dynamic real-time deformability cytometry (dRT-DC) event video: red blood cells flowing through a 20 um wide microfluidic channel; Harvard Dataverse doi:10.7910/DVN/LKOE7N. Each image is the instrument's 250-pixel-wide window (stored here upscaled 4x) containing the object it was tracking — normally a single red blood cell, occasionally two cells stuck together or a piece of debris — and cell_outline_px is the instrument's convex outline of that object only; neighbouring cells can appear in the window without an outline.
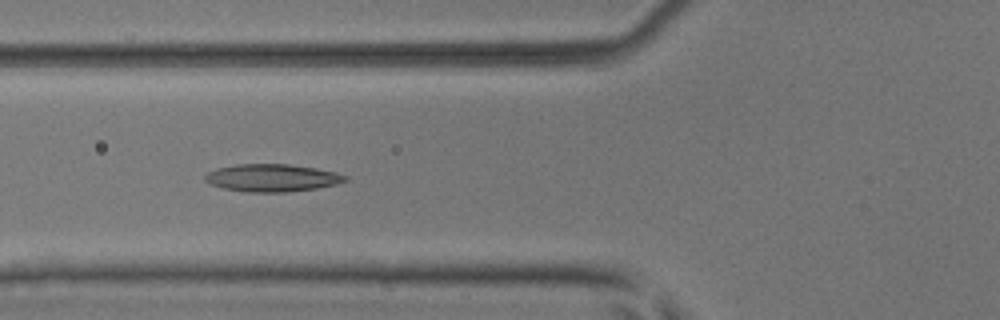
{"species": "common noctule bat (a hibernating species)", "species_latin": "Nyctalus noctula", "temperature_condition": "room temperature", "stored_images_in_passage": 6, "camera_frame_rate_fps": 3000, "um_per_image_px": 0.085, "animal": {"sex": "male", "body_mass_g": 17.9, "forearm_length_mm": 54.2}, "frame": {"image": 1, "passage_image": 4, "time_ms": 1.0, "image_size_px": [1000, 320], "cell_outline_px": [[348, 180], [336, 184], [316, 188], [288, 192], [244, 192], [224, 188], [212, 184], [204, 180], [204, 176], [208, 172], [216, 168], [236, 164], [288, 164], [316, 168], [336, 172], [348, 176]], "centroid_in_image_um": [23.13, 15.11], "position_along_channel_um": 102.7, "area_um2": 22.54}}
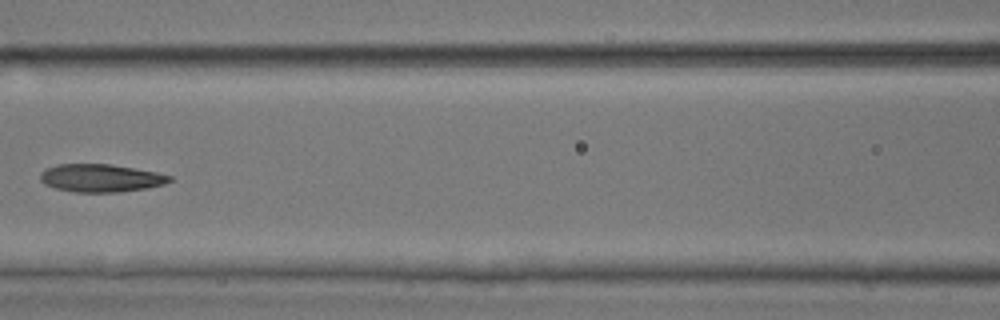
{"frame": {"image": 2, "passage_image": 5, "time_ms": 1.333, "image_size_px": [1000, 320], "cell_outline_px": [[172, 180], [164, 184], [144, 188], [116, 192], [76, 192], [56, 188], [44, 184], [40, 180], [40, 172], [56, 164], [112, 164], [156, 172], [172, 176]], "centroid_in_image_um": [8.54, 15.12], "position_along_channel_um": 158.1, "area_um2": 20.87}}
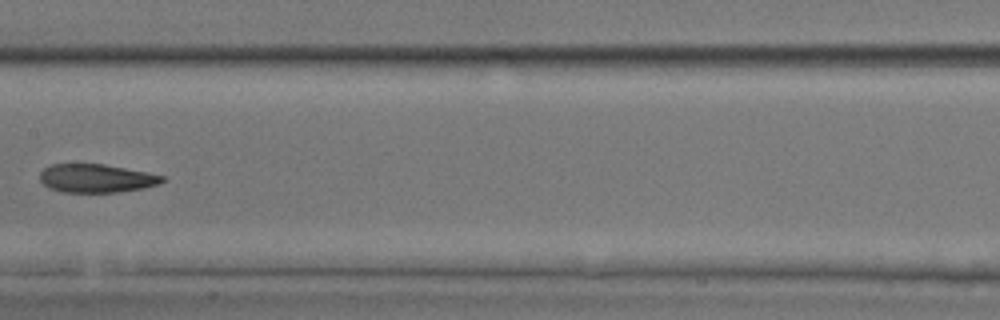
{"frame": {"image": 3, "passage_image": 6, "time_ms": 1.667, "image_size_px": [1000, 320], "cell_outline_px": [[164, 180], [160, 184], [144, 188], [116, 192], [64, 192], [48, 188], [40, 180], [40, 172], [44, 168], [52, 164], [104, 164], [148, 172], [164, 176]], "centroid_in_image_um": [8.19, 15.15], "position_along_channel_um": 199.2, "area_um2": 20.29}}